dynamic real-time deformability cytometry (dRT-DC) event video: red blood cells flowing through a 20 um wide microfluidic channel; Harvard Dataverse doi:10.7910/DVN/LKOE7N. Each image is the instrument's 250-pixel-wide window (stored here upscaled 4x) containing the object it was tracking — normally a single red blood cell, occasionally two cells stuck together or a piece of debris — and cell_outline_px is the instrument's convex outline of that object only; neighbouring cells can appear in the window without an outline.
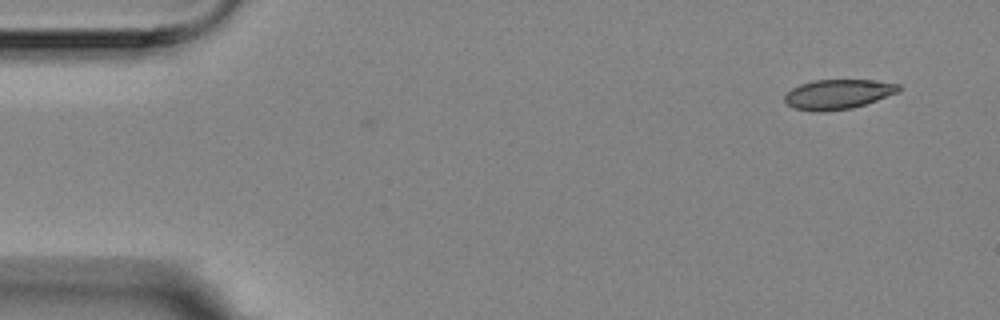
{"species": "Egyptian fruit bat (a non-hibernating species)", "species_latin": "Rousettus aegyptiacus", "temperature_condition": "room temperature", "stored_images_in_passage": 48, "camera_frame_rate_fps": 3000, "um_per_image_px": 0.085, "animal": {"sex": "female"}, "frame": {"image": 1, "passage_image": 1, "time_ms": 0.0, "image_size_px": [1000, 320], "cell_outline_px": [[900, 92], [852, 108], [824, 112], [812, 112], [792, 108], [784, 100], [784, 96], [792, 88], [800, 84], [812, 80], [876, 80], [900, 84]], "centroid_in_image_um": [71.22, 8.01], "position_along_channel_um": 13.8, "area_um2": 19.94}}
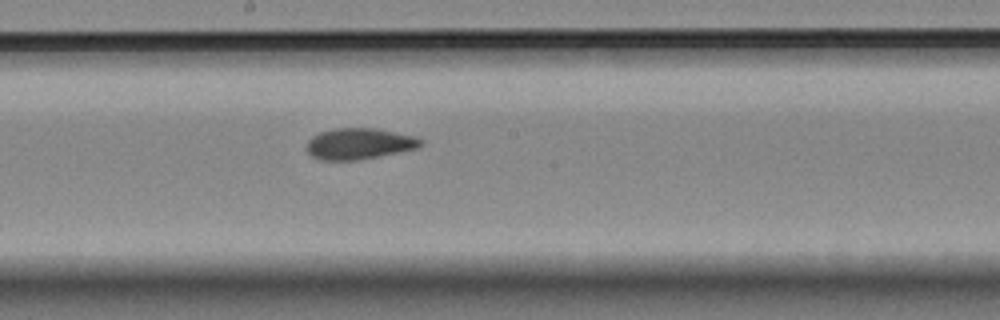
{"frame": {"image": 2, "passage_image": 27, "time_ms": 8.667, "image_size_px": [1000, 320], "cell_outline_px": [[424, 144], [416, 148], [356, 160], [320, 160], [312, 156], [304, 148], [308, 140], [312, 136], [320, 132], [332, 128], [376, 128], [416, 136], [424, 140]], "centroid_in_image_um": [30.5, 12.2], "position_along_channel_um": 217.7, "area_um2": 20.75}}
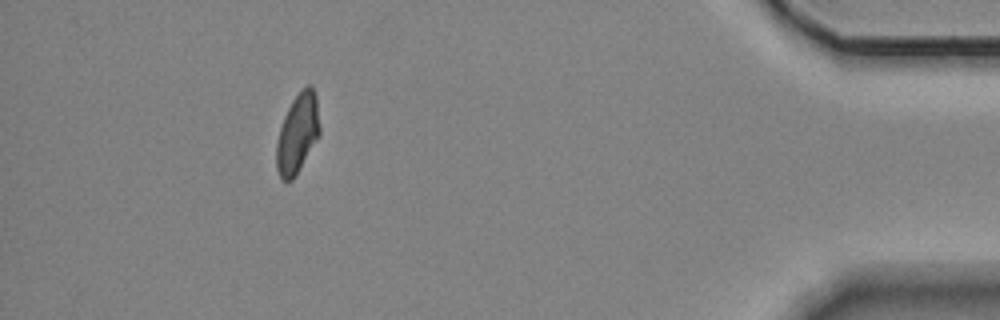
{"frame": {"image": 3, "passage_image": 48, "time_ms": 15.667, "image_size_px": [1000, 320], "cell_outline_px": [[320, 136], [296, 176], [292, 180], [280, 180], [276, 168], [276, 140], [284, 116], [292, 100], [308, 84], [312, 84], [316, 92], [320, 128]], "centroid_in_image_um": [25.3, 11.37], "position_along_channel_um": 409.9, "area_um2": 20.4}, "authors_computed_cell_mechanics": {"area_um2": 20.6346, "velocity_mm_per_s": 3.5468, "shape_relaxation_time_tau1_ms": null, "shape_relaxation_time_tau2_ms": 2.3686, "deformation_change_tau1": null, "deformation_change_tau2": 0.0693}}